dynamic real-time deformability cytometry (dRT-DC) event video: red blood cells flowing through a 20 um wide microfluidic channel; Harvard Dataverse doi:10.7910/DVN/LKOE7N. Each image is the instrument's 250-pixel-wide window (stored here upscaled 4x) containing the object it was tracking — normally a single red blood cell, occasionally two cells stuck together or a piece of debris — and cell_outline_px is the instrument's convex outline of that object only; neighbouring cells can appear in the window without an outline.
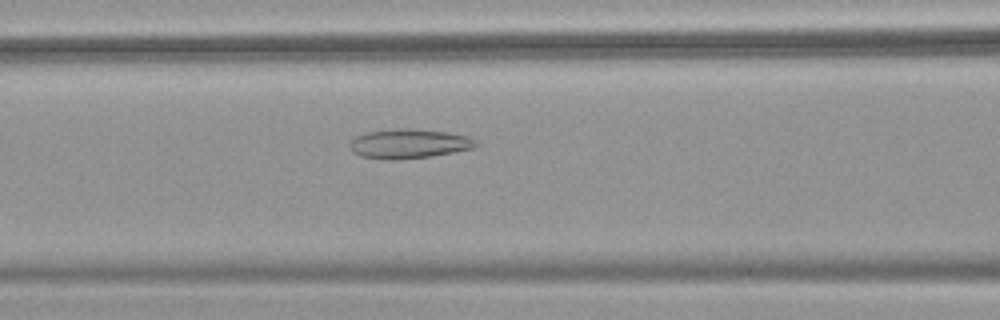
{"species": "common noctule bat (a hibernating species)", "species_latin": "Nyctalus noctula", "temperature_condition": "warm", "stored_images_in_passage": 54, "camera_frame_rate_fps": 3000, "um_per_image_px": 0.085, "animal": {"sex": "female", "body_mass_g": 18.4}, "frame": {"image": 1, "passage_image": 23, "time_ms": 7.333, "image_size_px": [1000, 320], "cell_outline_px": [[476, 144], [472, 148], [432, 156], [396, 160], [388, 160], [360, 156], [352, 152], [348, 144], [356, 136], [368, 132], [400, 128], [408, 128], [448, 132], [468, 136], [476, 140]], "centroid_in_image_um": [34.72, 12.22], "position_along_channel_um": 131.9, "area_um2": 21.56}}
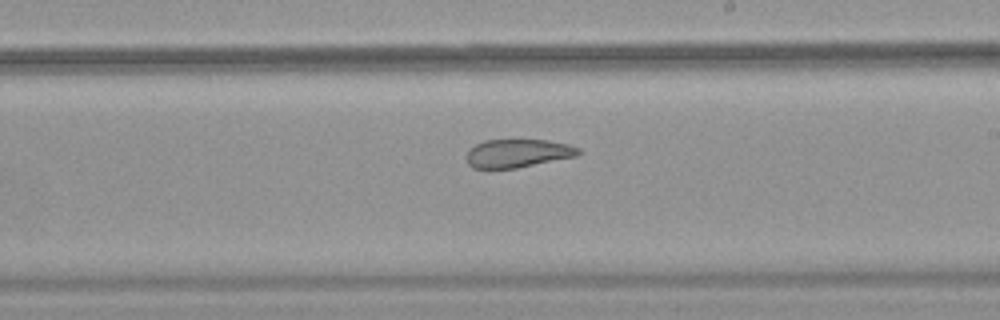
{"frame": {"image": 2, "passage_image": 32, "time_ms": 10.333, "image_size_px": [1000, 320], "cell_outline_px": [[584, 152], [576, 156], [516, 168], [472, 168], [468, 164], [464, 156], [468, 148], [484, 140], [548, 140], [568, 144], [580, 148]], "centroid_in_image_um": [43.98, 13.02], "position_along_channel_um": 245.0, "area_um2": 18.67}}
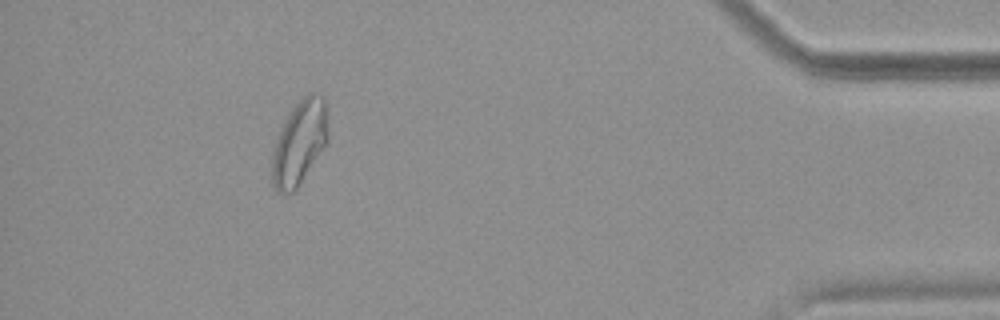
{"frame": {"image": 3, "passage_image": 49, "time_ms": 16.0, "image_size_px": [1000, 320], "cell_outline_px": [[328, 140], [296, 188], [292, 192], [276, 192], [272, 184], [272, 152], [280, 132], [292, 108], [308, 92], [320, 92], [324, 96], [328, 116]], "centroid_in_image_um": [25.48, 12.07], "position_along_channel_um": 409.7, "area_um2": 27.11}, "authors_computed_cell_mechanics": {"area_um2": 26.3279, "velocity_mm_per_s": 3.789, "shape_relaxation_time_tau1_ms": null, "shape_relaxation_time_tau2_ms": 2.289, "deformation_change_tau1": null, "deformation_change_tau2": 0.0861}}